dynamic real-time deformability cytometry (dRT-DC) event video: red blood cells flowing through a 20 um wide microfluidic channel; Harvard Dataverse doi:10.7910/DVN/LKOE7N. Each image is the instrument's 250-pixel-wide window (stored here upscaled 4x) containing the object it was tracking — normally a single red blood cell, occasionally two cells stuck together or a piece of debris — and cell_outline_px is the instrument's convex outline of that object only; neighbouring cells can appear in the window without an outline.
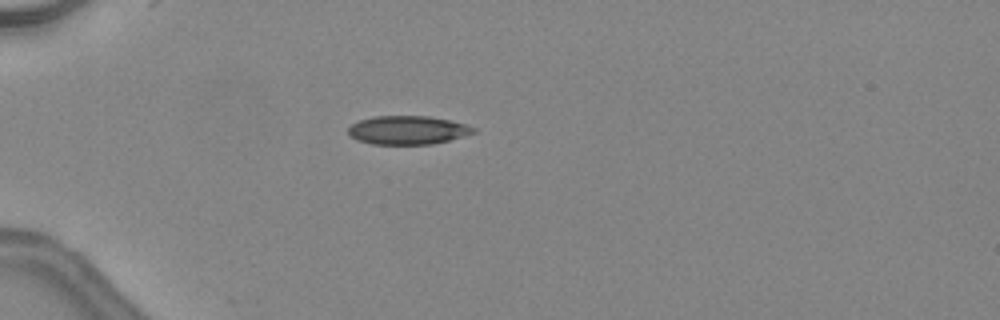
{"species": "common noctule bat (a hibernating species)", "species_latin": "Nyctalus noctula", "temperature_condition": "warm", "stored_images_in_passage": 20, "camera_frame_rate_fps": 3000, "um_per_image_px": 0.085, "animal": {"sex": "female", "body_mass_g": 24.6, "forearm_length_mm": 56.2}, "frame": {"image": 1, "passage_image": 16, "time_ms": 5.0, "image_size_px": [1000, 320], "cell_outline_px": [[476, 132], [464, 136], [432, 144], [372, 144], [356, 140], [348, 132], [348, 128], [352, 124], [360, 120], [372, 116], [428, 116], [448, 120], [464, 124], [476, 128]], "centroid_in_image_um": [34.64, 11.06], "position_along_channel_um": 50.4, "area_um2": 20.75}}